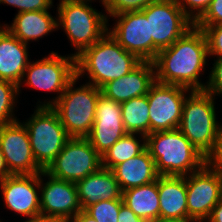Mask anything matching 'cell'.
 Masks as SVG:
<instances>
[{
    "instance_id": "1",
    "label": "cell",
    "mask_w": 222,
    "mask_h": 222,
    "mask_svg": "<svg viewBox=\"0 0 222 222\" xmlns=\"http://www.w3.org/2000/svg\"><path fill=\"white\" fill-rule=\"evenodd\" d=\"M206 57L208 47L204 32L194 25L174 44L157 53L152 61L155 80L191 90H204L205 85L198 77L206 64Z\"/></svg>"
},
{
    "instance_id": "2",
    "label": "cell",
    "mask_w": 222,
    "mask_h": 222,
    "mask_svg": "<svg viewBox=\"0 0 222 222\" xmlns=\"http://www.w3.org/2000/svg\"><path fill=\"white\" fill-rule=\"evenodd\" d=\"M141 60L126 51L107 32L92 46L76 56V76L85 71L89 74V84L101 88L107 82L119 79L134 69Z\"/></svg>"
},
{
    "instance_id": "3",
    "label": "cell",
    "mask_w": 222,
    "mask_h": 222,
    "mask_svg": "<svg viewBox=\"0 0 222 222\" xmlns=\"http://www.w3.org/2000/svg\"><path fill=\"white\" fill-rule=\"evenodd\" d=\"M146 148L159 175L186 176L205 165V157L178 129L148 134Z\"/></svg>"
},
{
    "instance_id": "4",
    "label": "cell",
    "mask_w": 222,
    "mask_h": 222,
    "mask_svg": "<svg viewBox=\"0 0 222 222\" xmlns=\"http://www.w3.org/2000/svg\"><path fill=\"white\" fill-rule=\"evenodd\" d=\"M182 107L178 130L204 157L211 151L221 125L216 121L213 96L205 90H191Z\"/></svg>"
},
{
    "instance_id": "5",
    "label": "cell",
    "mask_w": 222,
    "mask_h": 222,
    "mask_svg": "<svg viewBox=\"0 0 222 222\" xmlns=\"http://www.w3.org/2000/svg\"><path fill=\"white\" fill-rule=\"evenodd\" d=\"M78 79L76 76L51 106L70 137H86L90 133L101 94L100 88L89 83L73 90Z\"/></svg>"
},
{
    "instance_id": "6",
    "label": "cell",
    "mask_w": 222,
    "mask_h": 222,
    "mask_svg": "<svg viewBox=\"0 0 222 222\" xmlns=\"http://www.w3.org/2000/svg\"><path fill=\"white\" fill-rule=\"evenodd\" d=\"M91 0L66 1L59 4L57 26H62L78 50L75 57L108 32L107 16L89 6ZM59 22V23H58Z\"/></svg>"
},
{
    "instance_id": "7",
    "label": "cell",
    "mask_w": 222,
    "mask_h": 222,
    "mask_svg": "<svg viewBox=\"0 0 222 222\" xmlns=\"http://www.w3.org/2000/svg\"><path fill=\"white\" fill-rule=\"evenodd\" d=\"M26 126L37 165L46 170L70 138L51 106H38Z\"/></svg>"
},
{
    "instance_id": "8",
    "label": "cell",
    "mask_w": 222,
    "mask_h": 222,
    "mask_svg": "<svg viewBox=\"0 0 222 222\" xmlns=\"http://www.w3.org/2000/svg\"><path fill=\"white\" fill-rule=\"evenodd\" d=\"M141 12L149 21L150 37H152V61L160 50L174 44L194 26L177 0H156Z\"/></svg>"
},
{
    "instance_id": "9",
    "label": "cell",
    "mask_w": 222,
    "mask_h": 222,
    "mask_svg": "<svg viewBox=\"0 0 222 222\" xmlns=\"http://www.w3.org/2000/svg\"><path fill=\"white\" fill-rule=\"evenodd\" d=\"M102 167V156L86 137H70L45 170L53 177L77 182Z\"/></svg>"
},
{
    "instance_id": "10",
    "label": "cell",
    "mask_w": 222,
    "mask_h": 222,
    "mask_svg": "<svg viewBox=\"0 0 222 222\" xmlns=\"http://www.w3.org/2000/svg\"><path fill=\"white\" fill-rule=\"evenodd\" d=\"M27 77H26V76ZM26 84L36 89L58 92V97L39 106H52L76 77V57L60 56L52 52L49 57L27 65Z\"/></svg>"
},
{
    "instance_id": "11",
    "label": "cell",
    "mask_w": 222,
    "mask_h": 222,
    "mask_svg": "<svg viewBox=\"0 0 222 222\" xmlns=\"http://www.w3.org/2000/svg\"><path fill=\"white\" fill-rule=\"evenodd\" d=\"M190 89L155 81L147 94L149 102L150 133L178 129L185 92Z\"/></svg>"
},
{
    "instance_id": "12",
    "label": "cell",
    "mask_w": 222,
    "mask_h": 222,
    "mask_svg": "<svg viewBox=\"0 0 222 222\" xmlns=\"http://www.w3.org/2000/svg\"><path fill=\"white\" fill-rule=\"evenodd\" d=\"M0 149L11 175L37 174L43 171L35 161L23 123L15 121L0 126Z\"/></svg>"
},
{
    "instance_id": "13",
    "label": "cell",
    "mask_w": 222,
    "mask_h": 222,
    "mask_svg": "<svg viewBox=\"0 0 222 222\" xmlns=\"http://www.w3.org/2000/svg\"><path fill=\"white\" fill-rule=\"evenodd\" d=\"M41 175L49 179L44 185ZM39 186L42 215L56 220H72L82 210L75 182L53 177L43 170L39 173Z\"/></svg>"
},
{
    "instance_id": "14",
    "label": "cell",
    "mask_w": 222,
    "mask_h": 222,
    "mask_svg": "<svg viewBox=\"0 0 222 222\" xmlns=\"http://www.w3.org/2000/svg\"><path fill=\"white\" fill-rule=\"evenodd\" d=\"M186 188L188 216L194 222H203L221 200L218 172L204 165L199 171L186 176Z\"/></svg>"
},
{
    "instance_id": "15",
    "label": "cell",
    "mask_w": 222,
    "mask_h": 222,
    "mask_svg": "<svg viewBox=\"0 0 222 222\" xmlns=\"http://www.w3.org/2000/svg\"><path fill=\"white\" fill-rule=\"evenodd\" d=\"M113 17L118 21L108 33L120 46L135 54L141 61H152V37L146 16L141 11H134Z\"/></svg>"
},
{
    "instance_id": "16",
    "label": "cell",
    "mask_w": 222,
    "mask_h": 222,
    "mask_svg": "<svg viewBox=\"0 0 222 222\" xmlns=\"http://www.w3.org/2000/svg\"><path fill=\"white\" fill-rule=\"evenodd\" d=\"M126 134L127 131L122 120L121 104L100 94L96 107L95 121L86 138L102 156Z\"/></svg>"
},
{
    "instance_id": "17",
    "label": "cell",
    "mask_w": 222,
    "mask_h": 222,
    "mask_svg": "<svg viewBox=\"0 0 222 222\" xmlns=\"http://www.w3.org/2000/svg\"><path fill=\"white\" fill-rule=\"evenodd\" d=\"M5 205L19 214L32 217L41 214L39 173L10 175L0 181Z\"/></svg>"
},
{
    "instance_id": "18",
    "label": "cell",
    "mask_w": 222,
    "mask_h": 222,
    "mask_svg": "<svg viewBox=\"0 0 222 222\" xmlns=\"http://www.w3.org/2000/svg\"><path fill=\"white\" fill-rule=\"evenodd\" d=\"M155 81L153 62L141 61L128 74L107 82L100 89L105 97L121 104L132 98L147 95Z\"/></svg>"
},
{
    "instance_id": "19",
    "label": "cell",
    "mask_w": 222,
    "mask_h": 222,
    "mask_svg": "<svg viewBox=\"0 0 222 222\" xmlns=\"http://www.w3.org/2000/svg\"><path fill=\"white\" fill-rule=\"evenodd\" d=\"M27 50L26 43L0 27V80L10 81L20 88L29 64Z\"/></svg>"
},
{
    "instance_id": "20",
    "label": "cell",
    "mask_w": 222,
    "mask_h": 222,
    "mask_svg": "<svg viewBox=\"0 0 222 222\" xmlns=\"http://www.w3.org/2000/svg\"><path fill=\"white\" fill-rule=\"evenodd\" d=\"M76 187L82 210L102 200L122 199V191L112 170L104 167L77 181Z\"/></svg>"
},
{
    "instance_id": "21",
    "label": "cell",
    "mask_w": 222,
    "mask_h": 222,
    "mask_svg": "<svg viewBox=\"0 0 222 222\" xmlns=\"http://www.w3.org/2000/svg\"><path fill=\"white\" fill-rule=\"evenodd\" d=\"M158 193L160 218L192 220L188 216L185 176L159 175Z\"/></svg>"
},
{
    "instance_id": "22",
    "label": "cell",
    "mask_w": 222,
    "mask_h": 222,
    "mask_svg": "<svg viewBox=\"0 0 222 222\" xmlns=\"http://www.w3.org/2000/svg\"><path fill=\"white\" fill-rule=\"evenodd\" d=\"M111 170L122 192L156 181L159 177L155 161L147 148L139 155L114 166Z\"/></svg>"
},
{
    "instance_id": "23",
    "label": "cell",
    "mask_w": 222,
    "mask_h": 222,
    "mask_svg": "<svg viewBox=\"0 0 222 222\" xmlns=\"http://www.w3.org/2000/svg\"><path fill=\"white\" fill-rule=\"evenodd\" d=\"M57 27V21L52 18L48 10L18 13L10 27L4 25L13 36L26 44L30 40L36 41L42 38L52 30L58 29Z\"/></svg>"
},
{
    "instance_id": "24",
    "label": "cell",
    "mask_w": 222,
    "mask_h": 222,
    "mask_svg": "<svg viewBox=\"0 0 222 222\" xmlns=\"http://www.w3.org/2000/svg\"><path fill=\"white\" fill-rule=\"evenodd\" d=\"M123 203L146 222L160 218L158 178L151 183L122 192Z\"/></svg>"
},
{
    "instance_id": "25",
    "label": "cell",
    "mask_w": 222,
    "mask_h": 222,
    "mask_svg": "<svg viewBox=\"0 0 222 222\" xmlns=\"http://www.w3.org/2000/svg\"><path fill=\"white\" fill-rule=\"evenodd\" d=\"M124 128L127 133L141 134L143 141L150 134L149 102L147 95L121 103Z\"/></svg>"
},
{
    "instance_id": "26",
    "label": "cell",
    "mask_w": 222,
    "mask_h": 222,
    "mask_svg": "<svg viewBox=\"0 0 222 222\" xmlns=\"http://www.w3.org/2000/svg\"><path fill=\"white\" fill-rule=\"evenodd\" d=\"M135 134L127 133L121 137L105 154L102 155V167L112 169L121 162L127 161L146 149V141L139 144Z\"/></svg>"
},
{
    "instance_id": "27",
    "label": "cell",
    "mask_w": 222,
    "mask_h": 222,
    "mask_svg": "<svg viewBox=\"0 0 222 222\" xmlns=\"http://www.w3.org/2000/svg\"><path fill=\"white\" fill-rule=\"evenodd\" d=\"M19 86L7 80H0V126L17 121L13 117V108Z\"/></svg>"
},
{
    "instance_id": "28",
    "label": "cell",
    "mask_w": 222,
    "mask_h": 222,
    "mask_svg": "<svg viewBox=\"0 0 222 222\" xmlns=\"http://www.w3.org/2000/svg\"><path fill=\"white\" fill-rule=\"evenodd\" d=\"M122 199L102 200L88 206L85 211L97 222H118Z\"/></svg>"
},
{
    "instance_id": "29",
    "label": "cell",
    "mask_w": 222,
    "mask_h": 222,
    "mask_svg": "<svg viewBox=\"0 0 222 222\" xmlns=\"http://www.w3.org/2000/svg\"><path fill=\"white\" fill-rule=\"evenodd\" d=\"M156 0H102L106 11L110 16L125 12L142 11Z\"/></svg>"
},
{
    "instance_id": "30",
    "label": "cell",
    "mask_w": 222,
    "mask_h": 222,
    "mask_svg": "<svg viewBox=\"0 0 222 222\" xmlns=\"http://www.w3.org/2000/svg\"><path fill=\"white\" fill-rule=\"evenodd\" d=\"M204 32L208 55H217L218 58H222V24L214 26H196Z\"/></svg>"
},
{
    "instance_id": "31",
    "label": "cell",
    "mask_w": 222,
    "mask_h": 222,
    "mask_svg": "<svg viewBox=\"0 0 222 222\" xmlns=\"http://www.w3.org/2000/svg\"><path fill=\"white\" fill-rule=\"evenodd\" d=\"M211 1L212 0H177V3L184 11L186 16L195 24L207 11ZM186 8L192 10L188 11Z\"/></svg>"
},
{
    "instance_id": "32",
    "label": "cell",
    "mask_w": 222,
    "mask_h": 222,
    "mask_svg": "<svg viewBox=\"0 0 222 222\" xmlns=\"http://www.w3.org/2000/svg\"><path fill=\"white\" fill-rule=\"evenodd\" d=\"M205 166L212 171H222V125L211 151L205 156Z\"/></svg>"
},
{
    "instance_id": "33",
    "label": "cell",
    "mask_w": 222,
    "mask_h": 222,
    "mask_svg": "<svg viewBox=\"0 0 222 222\" xmlns=\"http://www.w3.org/2000/svg\"><path fill=\"white\" fill-rule=\"evenodd\" d=\"M217 24H222V0H212L207 11L194 25L214 26Z\"/></svg>"
},
{
    "instance_id": "34",
    "label": "cell",
    "mask_w": 222,
    "mask_h": 222,
    "mask_svg": "<svg viewBox=\"0 0 222 222\" xmlns=\"http://www.w3.org/2000/svg\"><path fill=\"white\" fill-rule=\"evenodd\" d=\"M0 3L19 8L18 13L28 11H46L51 7L50 0H0Z\"/></svg>"
},
{
    "instance_id": "35",
    "label": "cell",
    "mask_w": 222,
    "mask_h": 222,
    "mask_svg": "<svg viewBox=\"0 0 222 222\" xmlns=\"http://www.w3.org/2000/svg\"><path fill=\"white\" fill-rule=\"evenodd\" d=\"M213 66L204 90L215 97L216 94H222V58H217Z\"/></svg>"
},
{
    "instance_id": "36",
    "label": "cell",
    "mask_w": 222,
    "mask_h": 222,
    "mask_svg": "<svg viewBox=\"0 0 222 222\" xmlns=\"http://www.w3.org/2000/svg\"><path fill=\"white\" fill-rule=\"evenodd\" d=\"M118 222H146L142 218L138 217L129 207L124 203L120 207L118 214Z\"/></svg>"
},
{
    "instance_id": "37",
    "label": "cell",
    "mask_w": 222,
    "mask_h": 222,
    "mask_svg": "<svg viewBox=\"0 0 222 222\" xmlns=\"http://www.w3.org/2000/svg\"><path fill=\"white\" fill-rule=\"evenodd\" d=\"M207 222H222V200H220L212 209Z\"/></svg>"
},
{
    "instance_id": "38",
    "label": "cell",
    "mask_w": 222,
    "mask_h": 222,
    "mask_svg": "<svg viewBox=\"0 0 222 222\" xmlns=\"http://www.w3.org/2000/svg\"><path fill=\"white\" fill-rule=\"evenodd\" d=\"M72 220L73 222H97L85 210H81Z\"/></svg>"
},
{
    "instance_id": "39",
    "label": "cell",
    "mask_w": 222,
    "mask_h": 222,
    "mask_svg": "<svg viewBox=\"0 0 222 222\" xmlns=\"http://www.w3.org/2000/svg\"><path fill=\"white\" fill-rule=\"evenodd\" d=\"M10 175L11 174L9 173L8 167L5 162V158L3 154L1 153V149H0V181Z\"/></svg>"
},
{
    "instance_id": "40",
    "label": "cell",
    "mask_w": 222,
    "mask_h": 222,
    "mask_svg": "<svg viewBox=\"0 0 222 222\" xmlns=\"http://www.w3.org/2000/svg\"><path fill=\"white\" fill-rule=\"evenodd\" d=\"M56 219L47 217L45 215L39 214L36 216L29 217L25 222H54Z\"/></svg>"
},
{
    "instance_id": "41",
    "label": "cell",
    "mask_w": 222,
    "mask_h": 222,
    "mask_svg": "<svg viewBox=\"0 0 222 222\" xmlns=\"http://www.w3.org/2000/svg\"><path fill=\"white\" fill-rule=\"evenodd\" d=\"M152 222H194L193 220H186V219H163L158 218Z\"/></svg>"
},
{
    "instance_id": "42",
    "label": "cell",
    "mask_w": 222,
    "mask_h": 222,
    "mask_svg": "<svg viewBox=\"0 0 222 222\" xmlns=\"http://www.w3.org/2000/svg\"><path fill=\"white\" fill-rule=\"evenodd\" d=\"M219 182H220V199L222 200V171L218 172Z\"/></svg>"
},
{
    "instance_id": "43",
    "label": "cell",
    "mask_w": 222,
    "mask_h": 222,
    "mask_svg": "<svg viewBox=\"0 0 222 222\" xmlns=\"http://www.w3.org/2000/svg\"><path fill=\"white\" fill-rule=\"evenodd\" d=\"M54 222H73V220H55Z\"/></svg>"
},
{
    "instance_id": "44",
    "label": "cell",
    "mask_w": 222,
    "mask_h": 222,
    "mask_svg": "<svg viewBox=\"0 0 222 222\" xmlns=\"http://www.w3.org/2000/svg\"><path fill=\"white\" fill-rule=\"evenodd\" d=\"M50 1L52 2V0H50ZM66 1H78V0H61L60 3H62V2H66Z\"/></svg>"
}]
</instances>
